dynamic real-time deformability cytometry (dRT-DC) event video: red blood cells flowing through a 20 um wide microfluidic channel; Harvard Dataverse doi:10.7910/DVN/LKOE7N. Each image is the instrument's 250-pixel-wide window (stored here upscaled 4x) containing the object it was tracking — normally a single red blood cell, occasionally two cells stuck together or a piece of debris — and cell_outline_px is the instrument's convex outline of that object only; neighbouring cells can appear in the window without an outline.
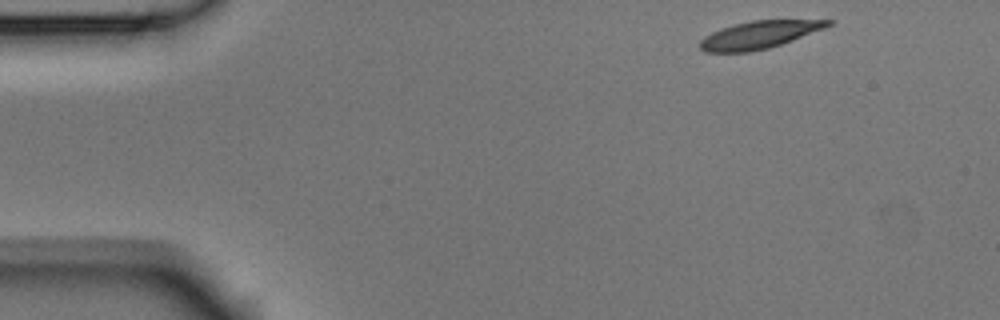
{"species": "Egyptian fruit bat (a non-hibernating species)", "species_latin": "Rousettus aegyptiacus", "temperature_condition": "room temperature", "stored_images_in_passage": 3, "camera_frame_rate_fps": 3000, "um_per_image_px": 0.085, "animal": {"sex": "male"}, "frame": {"image": 1, "passage_image": 1, "time_ms": 0.0, "image_size_px": [1000, 320], "cell_outline_px": [[832, 24], [824, 28], [792, 40], [768, 48], [748, 52], [704, 52], [700, 48], [700, 40], [704, 36], [720, 28], [752, 20], [832, 20]], "centroid_in_image_um": [64.48, 2.96], "position_along_channel_um": 20.5, "area_um2": 20.29}}
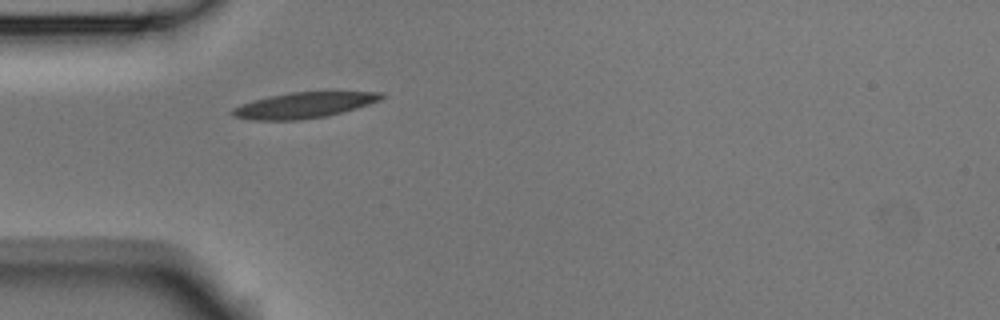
{"frame": {"image": 2, "passage_image": 3, "time_ms": 0.667, "image_size_px": [1000, 320], "cell_outline_px": [[384, 96], [380, 100], [356, 108], [328, 116], [300, 120], [256, 120], [236, 116], [232, 112], [232, 108], [240, 104], [268, 96], [288, 92], [324, 88], [328, 88], [384, 92]], "centroid_in_image_um": [25.99, 8.86], "position_along_channel_um": 59.0, "area_um2": 23.58}}